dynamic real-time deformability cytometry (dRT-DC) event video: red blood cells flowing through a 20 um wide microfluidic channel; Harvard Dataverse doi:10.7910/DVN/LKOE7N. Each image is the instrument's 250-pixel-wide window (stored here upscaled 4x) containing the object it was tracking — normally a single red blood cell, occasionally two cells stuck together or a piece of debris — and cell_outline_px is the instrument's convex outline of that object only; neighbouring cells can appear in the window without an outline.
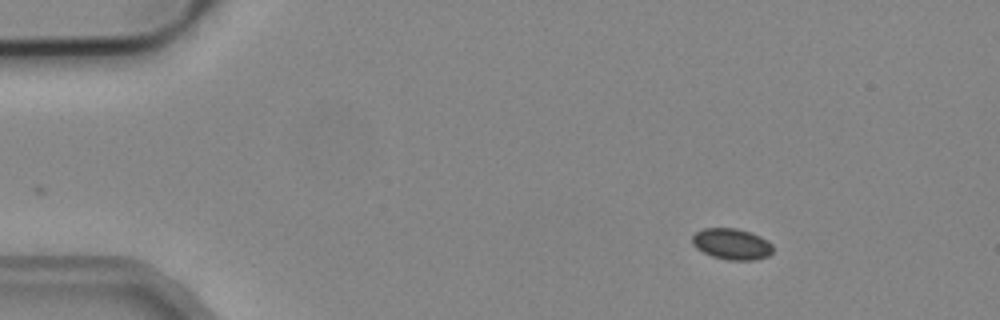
{"species": "common noctule bat (a hibernating species)", "species_latin": "Nyctalus noctula", "temperature_condition": "cold", "stored_images_in_passage": 7, "camera_frame_rate_fps": 3000, "um_per_image_px": 0.085, "animal": {"sex": "male", "body_mass_g": 19.2, "forearm_length_mm": 51.8}, "frame": {"image": 1, "passage_image": 1, "time_ms": 0.0, "image_size_px": [1000, 320], "cell_outline_px": [[772, 252], [768, 256], [756, 260], [728, 260], [712, 256], [696, 248], [692, 244], [692, 236], [696, 232], [704, 228], [736, 228], [760, 236], [772, 244]], "centroid_in_image_um": [62.19, 20.74], "position_along_channel_um": 22.8, "area_um2": 14.57}}
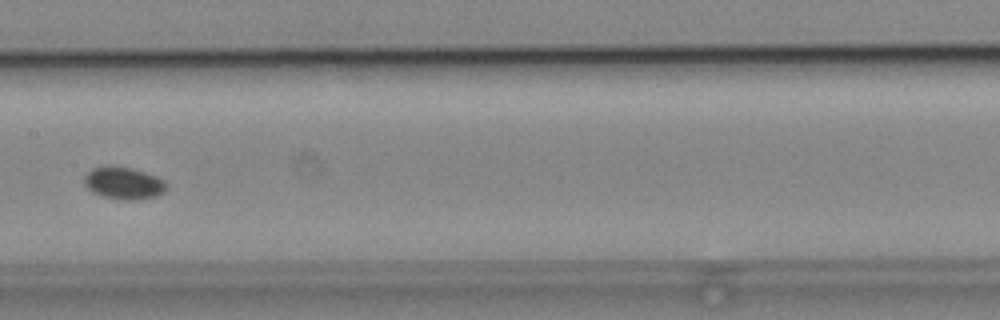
{"frame": {"image": 2, "passage_image": 6, "time_ms": 1.667, "image_size_px": [1000, 320], "cell_outline_px": [[164, 192], [156, 196], [132, 200], [124, 200], [104, 196], [88, 188], [84, 184], [84, 176], [92, 168], [132, 168], [156, 176], [164, 184]], "centroid_in_image_um": [10.49, 15.59], "position_along_channel_um": 196.9, "area_um2": 14.57}}
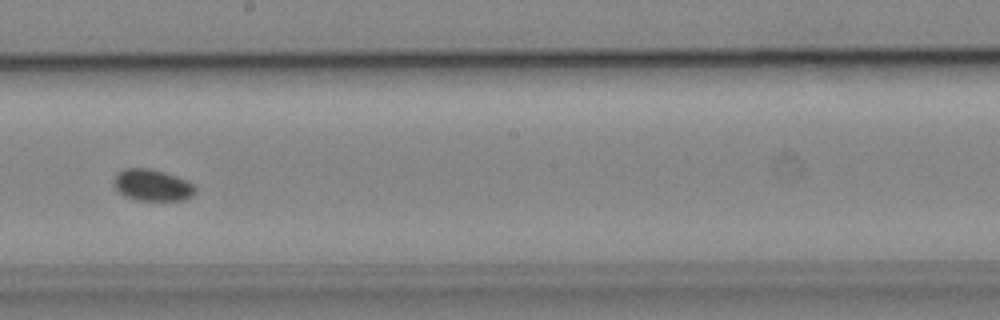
{"frame": {"image": 3, "passage_image": 7, "time_ms": 2.0, "image_size_px": [1000, 320], "cell_outline_px": [[196, 192], [192, 196], [184, 200], [136, 200], [124, 196], [112, 184], [112, 180], [116, 172], [124, 168], [152, 168], [188, 180], [196, 188]], "centroid_in_image_um": [12.92, 15.72], "position_along_channel_um": 235.3, "area_um2": 15.26}}